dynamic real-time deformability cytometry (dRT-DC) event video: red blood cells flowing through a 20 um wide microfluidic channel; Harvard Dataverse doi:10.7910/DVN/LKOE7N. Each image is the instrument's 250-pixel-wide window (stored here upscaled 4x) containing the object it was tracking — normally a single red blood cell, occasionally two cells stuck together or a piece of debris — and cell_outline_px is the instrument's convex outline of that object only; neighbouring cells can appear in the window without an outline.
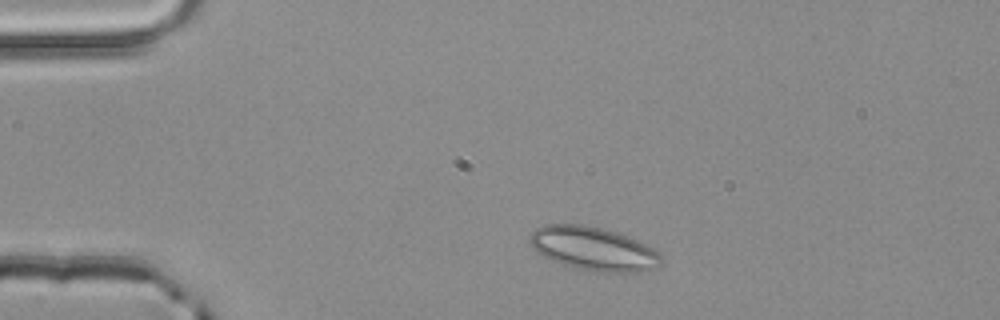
{"species": "common noctule bat (a hibernating species)", "species_latin": "Nyctalus noctula", "temperature_condition": "room temperature", "stored_images_in_passage": 2, "camera_frame_rate_fps": 3000, "um_per_image_px": 0.085, "animal": {"sex": "male", "body_mass_g": 20.4}, "frame": {"image": 1, "passage_image": 1, "time_ms": 0.0, "image_size_px": [1000, 320], "cell_outline_px": [[664, 264], [656, 268], [640, 272], [596, 272], [564, 264], [552, 260], [544, 256], [532, 248], [532, 232], [536, 228], [544, 224], [580, 224], [600, 228], [616, 232], [636, 240], [652, 248], [664, 260]], "centroid_in_image_um": [50.48, 21.15], "position_along_channel_um": 34.5, "area_um2": 32.95}}